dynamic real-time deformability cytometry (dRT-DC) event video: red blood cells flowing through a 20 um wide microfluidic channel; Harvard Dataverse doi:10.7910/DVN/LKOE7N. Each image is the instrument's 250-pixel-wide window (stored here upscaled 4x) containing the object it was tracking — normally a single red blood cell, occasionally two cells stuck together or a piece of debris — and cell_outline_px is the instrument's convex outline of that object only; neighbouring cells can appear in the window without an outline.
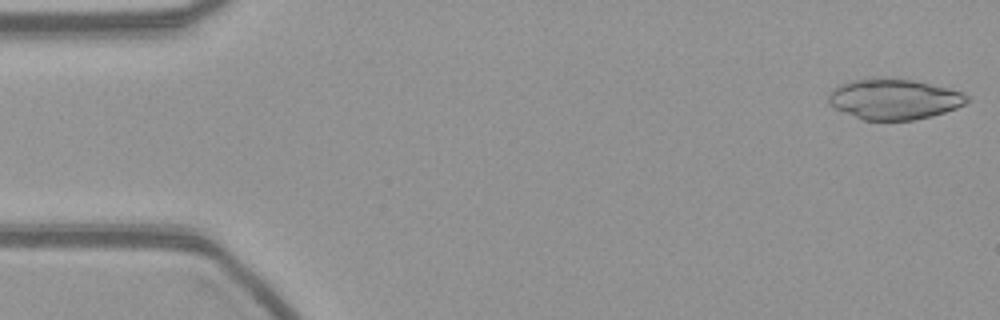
{"species": "common noctule bat (a hibernating species)", "species_latin": "Nyctalus noctula", "temperature_condition": "warm", "stored_images_in_passage": 54, "camera_frame_rate_fps": 3000, "um_per_image_px": 0.085, "animal": {"sex": "female", "body_mass_g": 21.9}, "frame": {"image": 1, "passage_image": 1, "time_ms": 0.0, "image_size_px": [1000, 320], "cell_outline_px": [[968, 100], [964, 104], [956, 108], [932, 116], [912, 120], [864, 120], [832, 108], [828, 104], [828, 92], [832, 88], [840, 84], [852, 80], [872, 76], [912, 80], [948, 88], [964, 92], [968, 96]], "centroid_in_image_um": [75.93, 8.41], "position_along_channel_um": 9.1, "area_um2": 33.12}}